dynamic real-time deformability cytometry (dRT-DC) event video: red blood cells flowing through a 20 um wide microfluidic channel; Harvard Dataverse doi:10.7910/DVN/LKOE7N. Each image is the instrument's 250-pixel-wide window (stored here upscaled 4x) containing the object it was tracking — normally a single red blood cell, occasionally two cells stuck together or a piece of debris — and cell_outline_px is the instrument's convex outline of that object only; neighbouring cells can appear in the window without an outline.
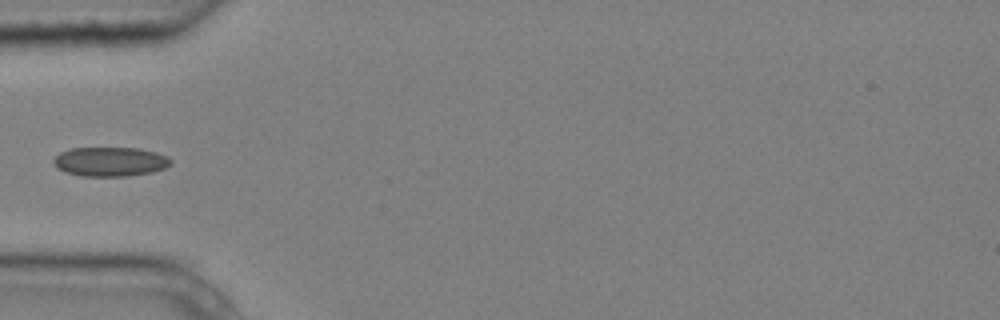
{"species": "common noctule bat (a hibernating species)", "species_latin": "Nyctalus noctula", "temperature_condition": "cold", "stored_images_in_passage": 6, "camera_frame_rate_fps": 3000, "um_per_image_px": 0.085, "animal": {"sex": "male", "body_mass_g": 20.4}, "frame": {"image": 1, "passage_image": 2, "time_ms": 0.333, "image_size_px": [1000, 320], "cell_outline_px": [[172, 164], [164, 168], [152, 172], [128, 176], [80, 176], [64, 172], [56, 168], [52, 164], [52, 160], [60, 152], [72, 148], [140, 148], [156, 152], [168, 156], [172, 160]], "centroid_in_image_um": [9.35, 13.74], "position_along_channel_um": 75.7, "area_um2": 20.29}}
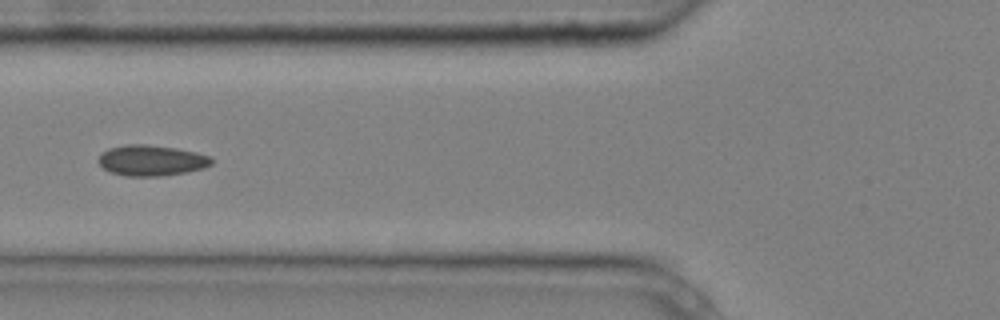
{"frame": {"image": 2, "passage_image": 3, "time_ms": 0.667, "image_size_px": [1000, 320], "cell_outline_px": [[212, 164], [204, 168], [184, 172], [160, 176], [128, 176], [108, 172], [96, 160], [108, 148], [128, 144], [144, 144], [176, 148], [196, 152], [212, 156]], "centroid_in_image_um": [12.87, 13.63], "position_along_channel_um": 112.9, "area_um2": 20.23}}
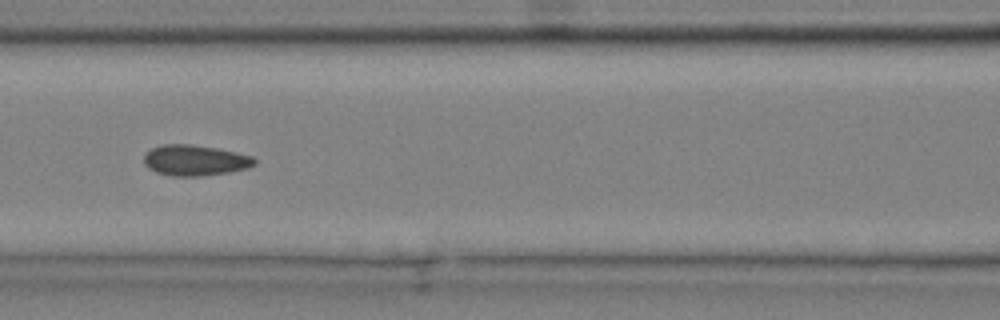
{"frame": {"image": 3, "passage_image": 4, "time_ms": 1.0, "image_size_px": [1000, 320], "cell_outline_px": [[256, 164], [248, 168], [228, 172], [200, 176], [172, 176], [156, 172], [148, 168], [144, 164], [144, 156], [152, 148], [164, 144], [192, 144], [216, 148], [236, 152], [252, 156], [256, 160]], "centroid_in_image_um": [16.58, 13.63], "position_along_channel_um": 150.0, "area_um2": 19.77}}